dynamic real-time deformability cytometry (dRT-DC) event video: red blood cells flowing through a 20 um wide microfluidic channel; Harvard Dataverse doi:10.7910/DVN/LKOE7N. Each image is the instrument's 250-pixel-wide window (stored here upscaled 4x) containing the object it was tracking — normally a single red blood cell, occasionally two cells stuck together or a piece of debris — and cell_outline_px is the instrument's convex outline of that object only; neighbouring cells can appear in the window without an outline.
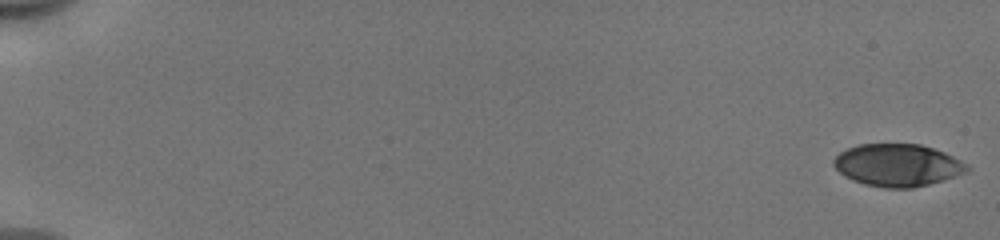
{"species": "human", "species_latin": "Homo sapiens", "temperature_condition": "cold", "stored_images_in_passage": 10, "camera_frame_rate_fps": 3000, "um_per_image_px": 0.085, "donor": {"sex": "male"}, "frame": {"image": 1, "passage_image": 1, "time_ms": 0.0, "image_size_px": [1000, 240], "cell_outline_px": [[968, 172], [928, 184], [912, 188], [884, 188], [864, 184], [852, 180], [844, 176], [832, 164], [832, 160], [840, 152], [848, 148], [860, 144], [920, 144], [944, 152], [968, 164]], "centroid_in_image_um": [76.27, 14.04], "position_along_channel_um": 8.7, "area_um2": 32.83}}
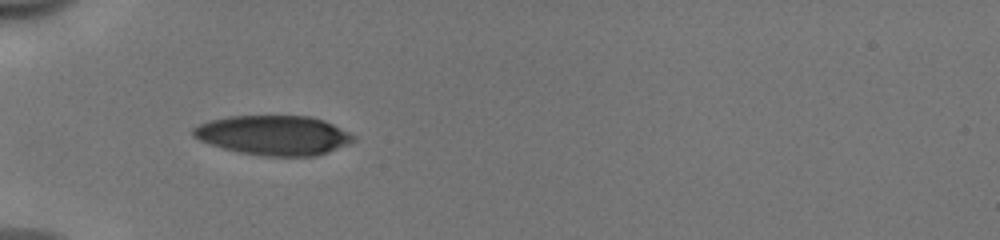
{"frame": {"image": 2, "passage_image": 9, "time_ms": 2.667, "image_size_px": [1000, 240], "cell_outline_px": [[356, 140], [348, 144], [328, 152], [316, 156], [264, 156], [240, 152], [224, 148], [200, 140], [192, 136], [192, 128], [208, 120], [228, 116], [312, 116], [324, 120], [356, 136]], "centroid_in_image_um": [23.27, 11.49], "position_along_channel_um": 61.7, "area_um2": 36.93}}